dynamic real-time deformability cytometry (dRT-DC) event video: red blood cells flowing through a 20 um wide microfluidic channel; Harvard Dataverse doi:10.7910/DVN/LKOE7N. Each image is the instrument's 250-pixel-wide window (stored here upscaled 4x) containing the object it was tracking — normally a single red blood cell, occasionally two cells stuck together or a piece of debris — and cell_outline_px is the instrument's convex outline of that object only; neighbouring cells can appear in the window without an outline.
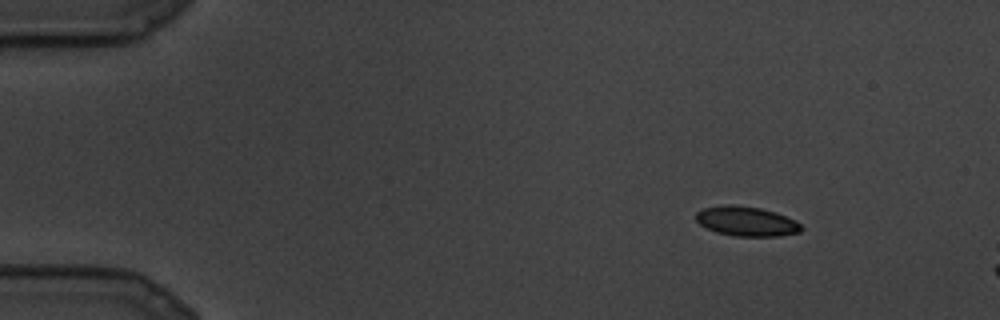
{"species": "common noctule bat (a hibernating species)", "species_latin": "Nyctalus noctula", "temperature_condition": "cold", "stored_images_in_passage": 6, "camera_frame_rate_fps": 3000, "um_per_image_px": 0.085, "animal": {"sex": "male", "body_mass_g": 19.5, "forearm_length_mm": 54.6}, "frame": {"image": 1, "passage_image": 1, "time_ms": 0.0, "image_size_px": [1000, 320], "cell_outline_px": [[804, 228], [800, 232], [780, 236], [736, 236], [716, 232], [700, 224], [696, 220], [696, 212], [704, 208], [728, 204], [732, 204], [760, 208], [776, 212], [796, 220]], "centroid_in_image_um": [63.48, 18.81], "position_along_channel_um": 21.5, "area_um2": 18.21}}